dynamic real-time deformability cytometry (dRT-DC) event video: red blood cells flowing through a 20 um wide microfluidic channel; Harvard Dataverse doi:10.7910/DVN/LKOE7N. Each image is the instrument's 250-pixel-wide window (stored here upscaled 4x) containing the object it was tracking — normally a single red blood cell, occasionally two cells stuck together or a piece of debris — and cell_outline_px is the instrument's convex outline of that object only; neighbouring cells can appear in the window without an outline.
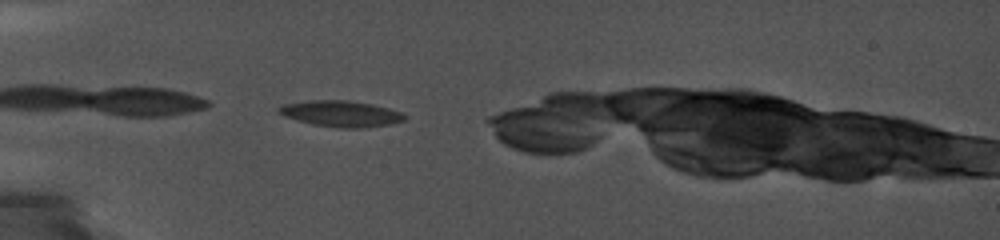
{"species": "common noctule bat (a hibernating species)", "species_latin": "Nyctalus noctula", "temperature_condition": "cold", "stored_images_in_passage": 16, "camera_frame_rate_fps": 5000, "um_per_image_px": 0.085, "animal": {"sex": "female", "body_mass_g": 19.0, "forearm_length_mm": 56.7}, "frame": {"image": 1, "passage_image": 1, "time_ms": 0.0, "image_size_px": [1000, 240], "cell_outline_px": [[408, 116], [404, 120], [392, 124], [364, 128], [340, 128], [312, 124], [284, 116], [276, 112], [276, 108], [284, 104], [308, 100], [348, 100], [372, 104], [404, 112]], "centroid_in_image_um": [29.0, 9.66], "position_along_channel_um": 56.0, "area_um2": 19.36}}
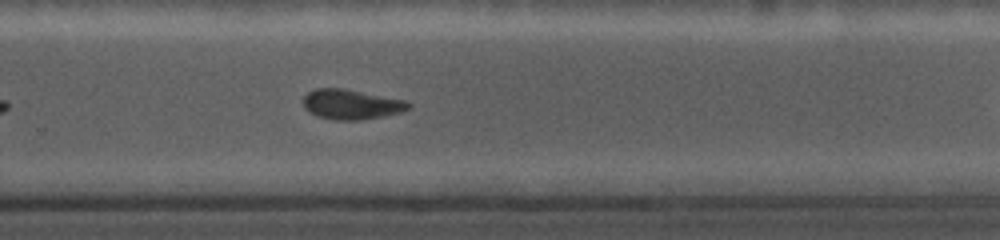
{"frame": {"image": 2, "passage_image": 10, "time_ms": 7.0, "image_size_px": [1000, 240], "cell_outline_px": [[412, 104], [408, 108], [400, 112], [384, 116], [360, 120], [336, 120], [316, 116], [308, 112], [304, 108], [304, 96], [308, 92], [316, 88], [344, 88], [404, 100]], "centroid_in_image_um": [29.82, 8.87], "position_along_channel_um": 300.0, "area_um2": 18.32}}